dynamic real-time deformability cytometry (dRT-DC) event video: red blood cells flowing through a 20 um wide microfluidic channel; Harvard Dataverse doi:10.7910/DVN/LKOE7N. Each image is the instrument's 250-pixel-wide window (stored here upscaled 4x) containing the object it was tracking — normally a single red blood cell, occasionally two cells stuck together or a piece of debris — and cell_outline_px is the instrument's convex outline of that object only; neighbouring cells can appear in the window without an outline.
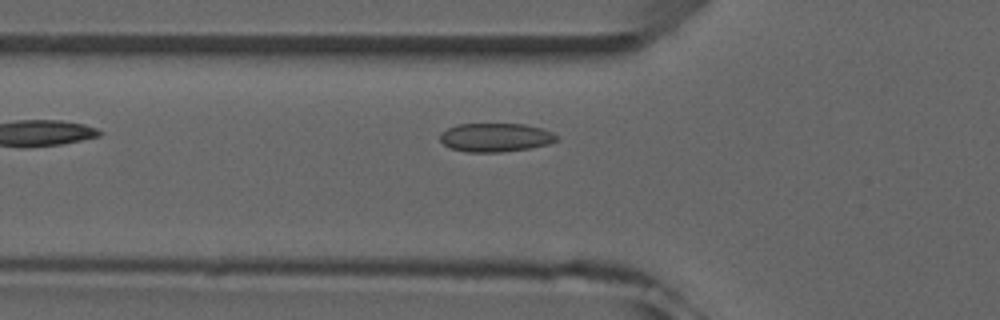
{"species": "common noctule bat (a hibernating species)", "species_latin": "Nyctalus noctula", "temperature_condition": "room temperature", "stored_images_in_passage": 5, "camera_frame_rate_fps": 3000, "um_per_image_px": 0.085, "animal": {"sex": "male", "forearm_length_mm": 52.5}, "frame": {"image": 1, "passage_image": 5, "time_ms": 4.667, "image_size_px": [1000, 320], "cell_outline_px": [[556, 140], [548, 144], [528, 148], [500, 152], [468, 152], [452, 148], [444, 144], [440, 140], [440, 136], [448, 128], [456, 124], [524, 124], [540, 128], [552, 132], [556, 136]], "centroid_in_image_um": [42.1, 11.68], "position_along_channel_um": 83.7, "area_um2": 19.13}}